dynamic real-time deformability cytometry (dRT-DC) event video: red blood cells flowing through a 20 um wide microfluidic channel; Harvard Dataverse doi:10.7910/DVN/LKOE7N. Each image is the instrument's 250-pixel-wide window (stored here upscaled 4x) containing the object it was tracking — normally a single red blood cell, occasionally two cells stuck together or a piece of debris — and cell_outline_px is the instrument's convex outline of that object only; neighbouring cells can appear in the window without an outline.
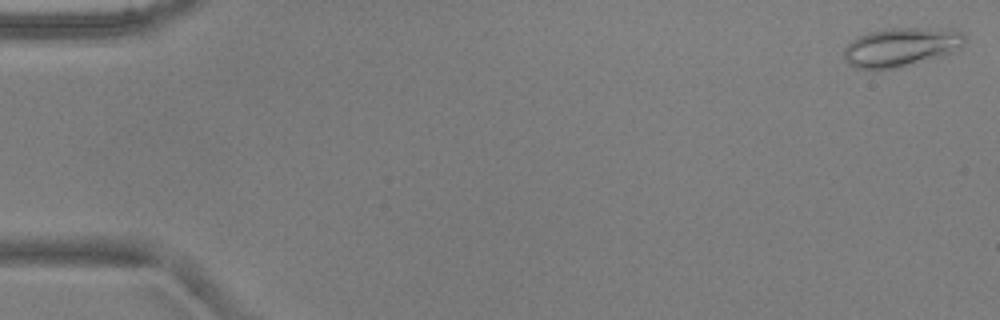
{"species": "common noctule bat (a hibernating species)", "species_latin": "Nyctalus noctula", "temperature_condition": "warm", "stored_images_in_passage": 5, "camera_frame_rate_fps": 3000, "um_per_image_px": 0.085, "animal": {"sex": "male", "body_mass_g": 17.9, "forearm_length_mm": 54.2}, "frame": {"image": 1, "passage_image": 1, "time_ms": 0.0, "image_size_px": [1000, 320], "cell_outline_px": [[968, 40], [956, 52], [944, 56], [900, 68], [872, 72], [856, 68], [848, 64], [844, 56], [844, 48], [856, 36], [868, 32], [892, 28], [952, 28], [964, 32]], "centroid_in_image_um": [76.64, 4.03], "position_along_channel_um": 8.4, "area_um2": 28.61}}